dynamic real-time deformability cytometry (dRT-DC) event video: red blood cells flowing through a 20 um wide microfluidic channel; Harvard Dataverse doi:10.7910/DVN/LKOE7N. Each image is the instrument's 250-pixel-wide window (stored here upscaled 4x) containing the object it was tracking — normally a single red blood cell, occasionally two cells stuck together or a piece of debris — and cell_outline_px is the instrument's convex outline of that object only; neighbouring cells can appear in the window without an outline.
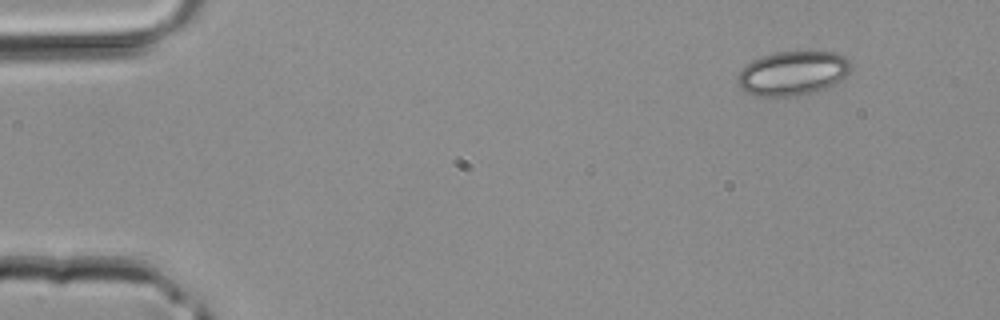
{"species": "common noctule bat (a hibernating species)", "species_latin": "Nyctalus noctula", "temperature_condition": "room temperature", "stored_images_in_passage": 21, "camera_frame_rate_fps": 3000, "um_per_image_px": 0.085, "animal": {"sex": "male", "body_mass_g": 20.4}, "frame": {"image": 1, "passage_image": 1, "time_ms": 0.0, "image_size_px": [1000, 320], "cell_outline_px": [[852, 68], [840, 80], [816, 92], [796, 96], [756, 96], [740, 88], [736, 84], [736, 76], [740, 68], [752, 60], [776, 52], [836, 52], [844, 56], [852, 64]], "centroid_in_image_um": [67.34, 6.23], "position_along_channel_um": 17.7, "area_um2": 29.3}}
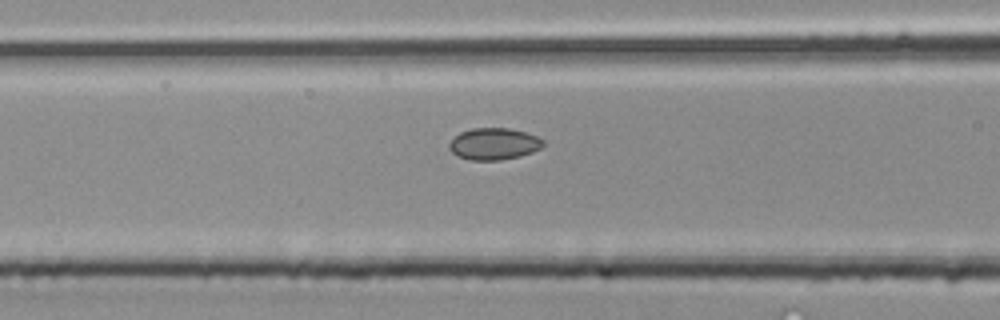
{"frame": {"image": 2, "passage_image": 14, "time_ms": 4.333, "image_size_px": [1000, 320], "cell_outline_px": [[544, 144], [540, 148], [532, 152], [520, 156], [500, 160], [472, 160], [460, 156], [452, 152], [448, 148], [448, 144], [460, 132], [472, 128], [508, 128], [524, 132], [536, 136], [544, 140]], "centroid_in_image_um": [41.98, 12.22], "position_along_channel_um": 124.6, "area_um2": 17.22}}